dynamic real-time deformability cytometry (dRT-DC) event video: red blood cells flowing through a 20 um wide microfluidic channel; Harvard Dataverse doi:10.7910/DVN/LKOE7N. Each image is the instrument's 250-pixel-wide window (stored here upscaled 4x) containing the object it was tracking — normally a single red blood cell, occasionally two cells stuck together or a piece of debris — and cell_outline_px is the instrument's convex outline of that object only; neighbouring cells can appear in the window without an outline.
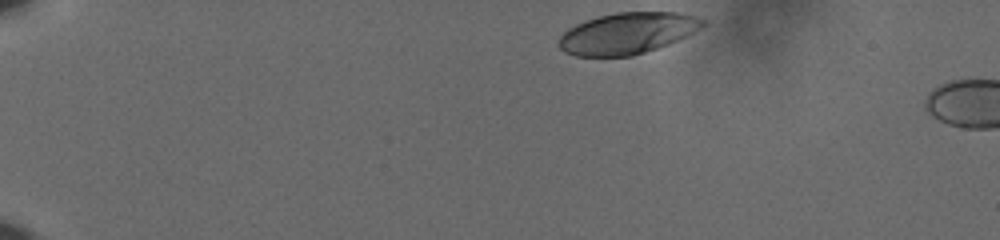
{"species": "human", "species_latin": "Homo sapiens", "temperature_condition": "cold", "stored_images_in_passage": 5, "camera_frame_rate_fps": 3000, "um_per_image_px": 0.085, "donor": {"sex": "male"}, "frame": {"image": 1, "passage_image": 1, "time_ms": 0.0, "image_size_px": [1000, 240], "cell_outline_px": [[708, 24], [668, 44], [632, 56], [576, 56], [564, 52], [556, 44], [560, 36], [568, 28], [584, 20], [596, 16], [616, 12], [676, 12], [696, 16], [704, 20]], "centroid_in_image_um": [53.28, 2.82], "position_along_channel_um": 31.7, "area_um2": 34.68}}